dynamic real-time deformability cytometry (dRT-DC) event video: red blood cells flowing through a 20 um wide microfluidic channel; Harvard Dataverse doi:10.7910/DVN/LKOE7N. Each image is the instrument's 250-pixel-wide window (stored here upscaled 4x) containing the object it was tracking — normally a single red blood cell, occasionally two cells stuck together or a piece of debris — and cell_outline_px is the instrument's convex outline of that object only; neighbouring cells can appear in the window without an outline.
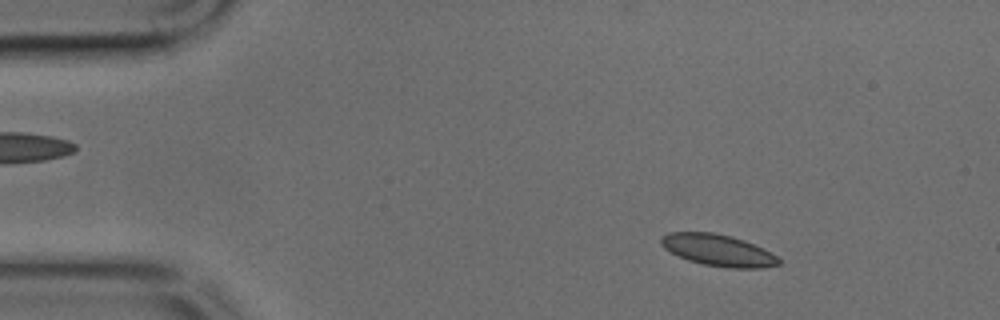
{"species": "common noctule bat (a hibernating species)", "species_latin": "Nyctalus noctula", "temperature_condition": "cold", "stored_images_in_passage": 49, "camera_frame_rate_fps": 3000, "um_per_image_px": 0.085, "animal": {"sex": "male", "body_mass_g": 17.9, "forearm_length_mm": 54.2}, "frame": {"image": 1, "passage_image": 6, "time_ms": 1.667, "image_size_px": [1000, 320], "cell_outline_px": [[780, 264], [760, 268], [728, 268], [704, 264], [688, 260], [664, 248], [660, 244], [660, 236], [668, 232], [712, 232], [732, 236], [744, 240], [776, 256], [780, 260]], "centroid_in_image_um": [60.99, 21.26], "position_along_channel_um": 24.0, "area_um2": 21.44}}
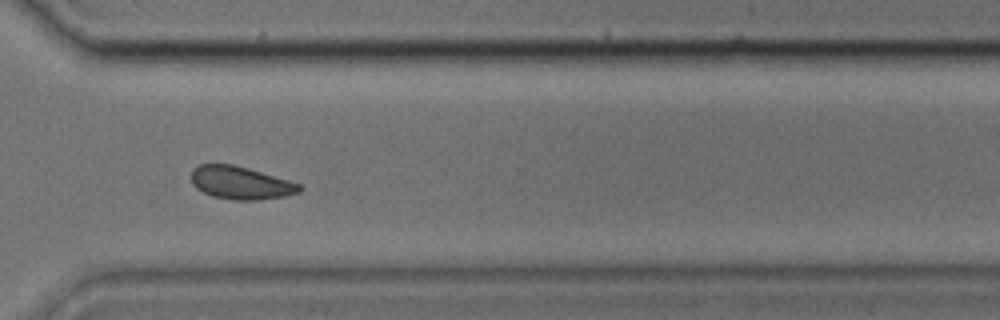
{"frame": {"image": 2, "passage_image": 35, "time_ms": 11.333, "image_size_px": [1000, 320], "cell_outline_px": [[304, 188], [300, 192], [284, 196], [256, 200], [236, 200], [212, 196], [196, 188], [192, 184], [192, 168], [200, 164], [232, 164], [248, 168], [304, 184]], "centroid_in_image_um": [20.5, 15.54], "position_along_channel_um": 350.1, "area_um2": 20.87}}
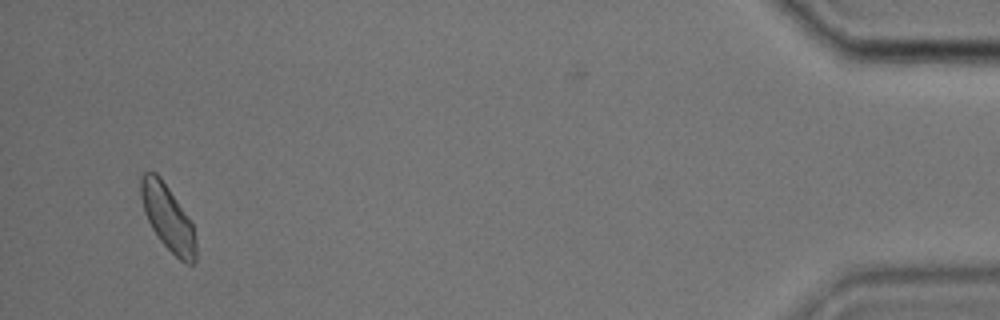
{"frame": {"image": 3, "passage_image": 46, "time_ms": 15.0, "image_size_px": [1000, 320], "cell_outline_px": [[196, 260], [192, 264], [188, 264], [180, 260], [160, 240], [152, 228], [144, 212], [140, 196], [140, 176], [144, 172], [156, 172], [160, 176], [192, 224], [196, 244]], "centroid_in_image_um": [14.24, 18.49], "position_along_channel_um": 421.0, "area_um2": 20.63}}